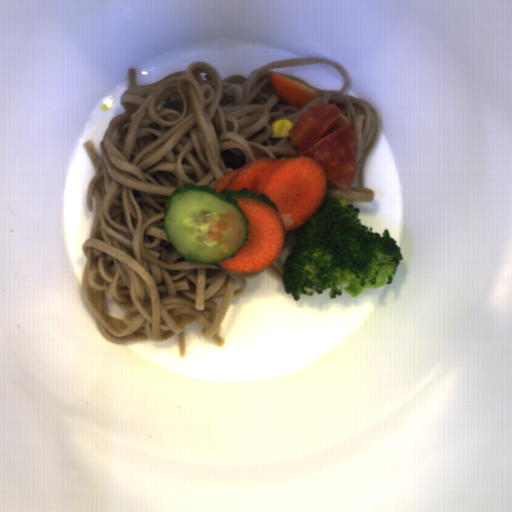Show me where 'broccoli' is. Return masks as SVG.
<instances>
[{"mask_svg":"<svg viewBox=\"0 0 512 512\" xmlns=\"http://www.w3.org/2000/svg\"><path fill=\"white\" fill-rule=\"evenodd\" d=\"M353 199L324 198L318 211L295 229L285 256L282 284L293 300L321 295L358 297L364 289L393 284L404 260L402 247L386 228L381 234L362 224ZM343 285H348L343 287Z\"/></svg>","mask_w":512,"mask_h":512,"instance_id":"1706d50b","label":"broccoli"}]
</instances>
